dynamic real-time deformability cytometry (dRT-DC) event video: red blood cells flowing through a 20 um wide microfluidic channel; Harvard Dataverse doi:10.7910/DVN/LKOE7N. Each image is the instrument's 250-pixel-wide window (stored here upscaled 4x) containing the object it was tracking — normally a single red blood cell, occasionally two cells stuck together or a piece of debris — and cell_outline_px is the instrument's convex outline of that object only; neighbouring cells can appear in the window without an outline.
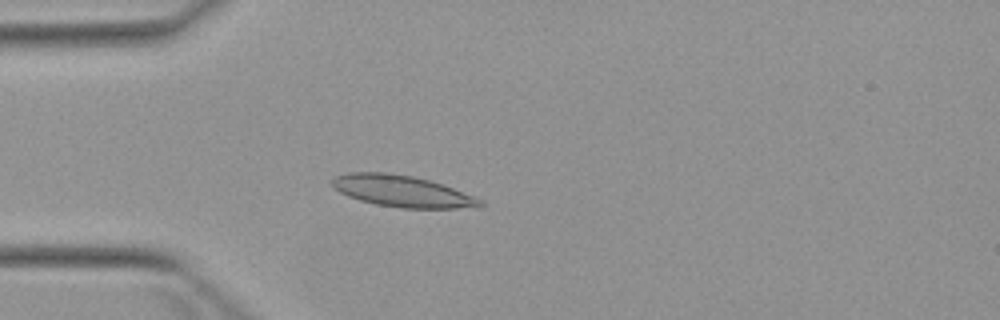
{"species": "Egyptian fruit bat (a non-hibernating species)", "species_latin": "Rousettus aegyptiacus", "temperature_condition": "warm", "stored_images_in_passage": 4, "camera_frame_rate_fps": 3000, "um_per_image_px": 0.085, "animal": {"sex": "female"}, "frame": {"image": 1, "passage_image": 4, "time_ms": 3.667, "image_size_px": [1000, 320], "cell_outline_px": [[484, 204], [480, 208], [400, 208], [376, 204], [360, 200], [348, 196], [340, 192], [332, 184], [332, 180], [336, 176], [348, 172], [384, 172], [412, 176], [444, 184], [476, 196]], "centroid_in_image_um": [34.24, 16.26], "position_along_channel_um": 50.8, "area_um2": 27.22}}